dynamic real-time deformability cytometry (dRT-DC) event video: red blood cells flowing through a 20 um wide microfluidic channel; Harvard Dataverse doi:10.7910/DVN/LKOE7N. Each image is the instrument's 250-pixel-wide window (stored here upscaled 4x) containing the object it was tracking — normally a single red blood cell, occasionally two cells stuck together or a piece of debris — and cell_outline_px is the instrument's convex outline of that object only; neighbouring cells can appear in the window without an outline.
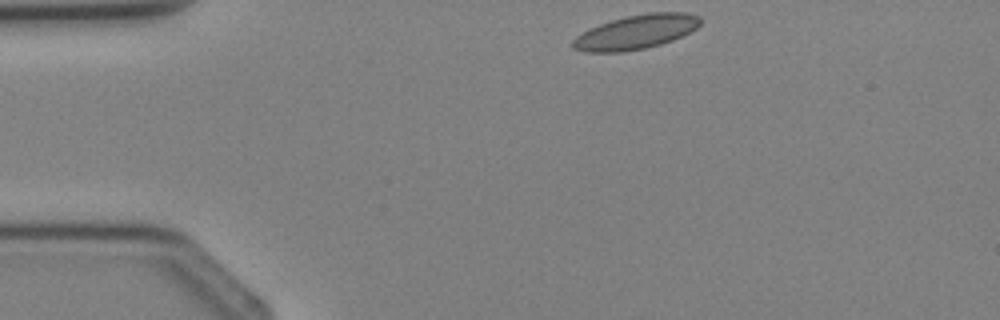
{"species": "Egyptian fruit bat (a non-hibernating species)", "species_latin": "Rousettus aegyptiacus", "temperature_condition": "cold", "stored_images_in_passage": 2, "camera_frame_rate_fps": 3000, "um_per_image_px": 0.085, "animal": {"sex": "female"}, "frame": {"image": 1, "passage_image": 1, "time_ms": 0.0, "image_size_px": [1000, 320], "cell_outline_px": [[700, 24], [696, 28], [672, 40], [660, 44], [644, 48], [624, 52], [588, 52], [572, 48], [572, 40], [576, 36], [588, 28], [624, 16], [648, 12], [688, 12], [700, 16]], "centroid_in_image_um": [54.04, 2.71], "position_along_channel_um": 31.0, "area_um2": 25.43}}